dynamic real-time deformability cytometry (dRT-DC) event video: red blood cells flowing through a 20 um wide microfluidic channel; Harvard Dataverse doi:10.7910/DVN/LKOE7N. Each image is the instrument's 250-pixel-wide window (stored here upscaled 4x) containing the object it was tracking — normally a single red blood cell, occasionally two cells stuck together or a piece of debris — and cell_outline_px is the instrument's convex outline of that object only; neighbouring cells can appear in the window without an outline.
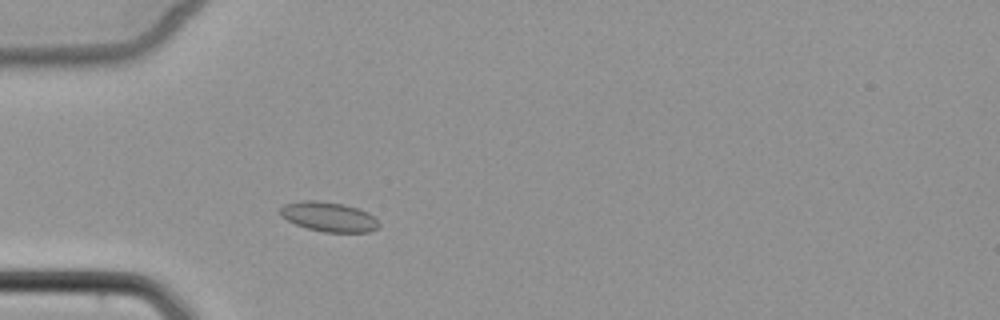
{"species": "common noctule bat (a hibernating species)", "species_latin": "Nyctalus noctula", "temperature_condition": "cold", "stored_images_in_passage": 2, "camera_frame_rate_fps": 3000, "um_per_image_px": 0.085, "animal": {"sex": "female", "body_mass_g": 22.7, "forearm_length_mm": 54.2}, "frame": {"image": 1, "passage_image": 2, "time_ms": 2.0, "image_size_px": [1000, 320], "cell_outline_px": [[380, 228], [368, 232], [324, 232], [308, 228], [296, 224], [280, 216], [280, 208], [284, 204], [300, 200], [320, 200], [344, 204], [360, 208], [368, 212], [380, 224]], "centroid_in_image_um": [27.95, 18.41], "position_along_channel_um": 57.0, "area_um2": 17.22}}